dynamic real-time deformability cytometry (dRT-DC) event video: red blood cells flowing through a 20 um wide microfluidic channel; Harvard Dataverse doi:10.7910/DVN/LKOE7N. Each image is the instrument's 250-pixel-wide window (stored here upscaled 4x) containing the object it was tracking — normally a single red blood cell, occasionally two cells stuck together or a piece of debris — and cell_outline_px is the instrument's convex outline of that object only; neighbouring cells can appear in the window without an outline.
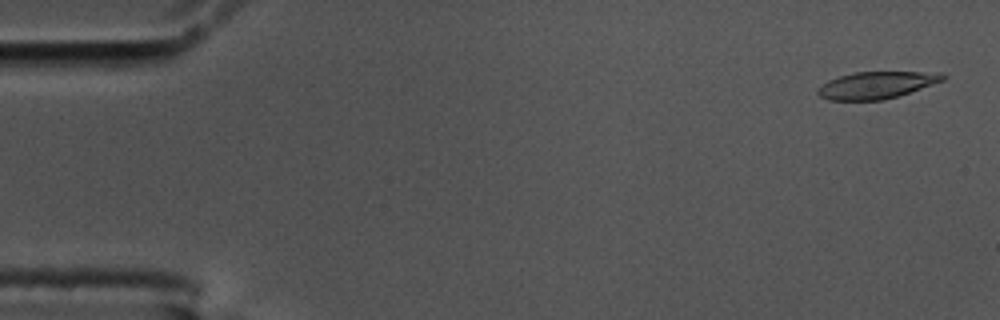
{"species": "common noctule bat (a hibernating species)", "species_latin": "Nyctalus noctula", "temperature_condition": "cold", "stored_images_in_passage": 56, "camera_frame_rate_fps": 3000, "um_per_image_px": 0.085, "animal": {"sex": "male", "body_mass_g": 17.5, "forearm_length_mm": 52.3}, "frame": {"image": 1, "passage_image": 2, "time_ms": 0.333, "image_size_px": [1000, 320], "cell_outline_px": [[948, 76], [944, 80], [884, 100], [828, 100], [820, 96], [816, 92], [828, 80], [840, 76], [856, 72], [940, 72]], "centroid_in_image_um": [74.51, 7.23], "position_along_channel_um": 10.5, "area_um2": 19.36}}
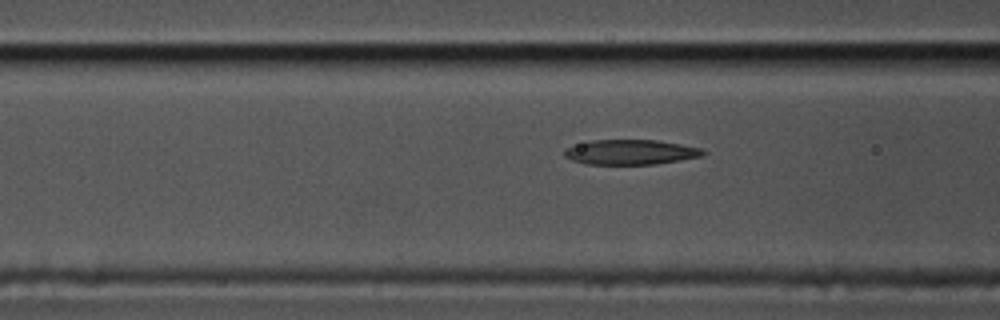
{"frame": {"image": 2, "passage_image": 21, "time_ms": 6.667, "image_size_px": [1000, 320], "cell_outline_px": [[708, 152], [704, 156], [656, 164], [584, 164], [572, 160], [564, 156], [564, 148], [588, 140], [656, 140], [704, 148]], "centroid_in_image_um": [53.62, 12.93], "position_along_channel_um": 113.0, "area_um2": 20.4}}
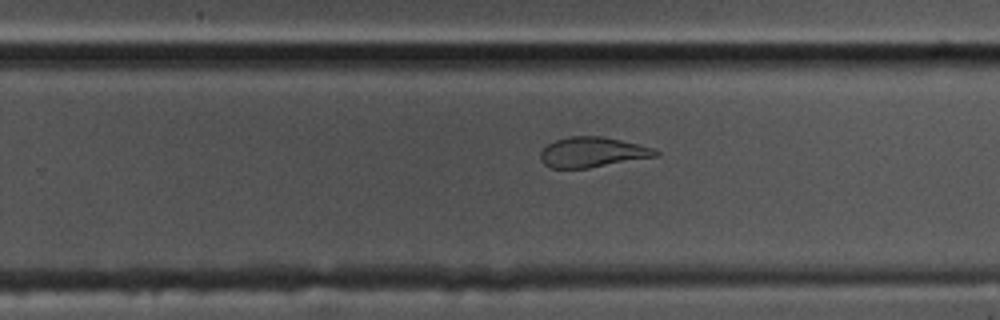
{"frame": {"image": 3, "passage_image": 35, "time_ms": 11.333, "image_size_px": [1000, 320], "cell_outline_px": [[660, 152], [656, 156], [588, 168], [552, 168], [544, 164], [540, 160], [540, 152], [548, 144], [556, 140], [568, 136], [600, 136], [640, 144], [652, 148]], "centroid_in_image_um": [50.33, 12.93], "position_along_channel_um": 279.5, "area_um2": 20.06}, "authors_computed_cell_mechanics": {"area_um2": 20.9814, "velocity_mm_per_s": 3.5687, "shape_relaxation_time_tau1_ms": null, "shape_relaxation_time_tau2_ms": 2.5236, "deformation_change_tau1": null, "deformation_change_tau2": 0.1079}}